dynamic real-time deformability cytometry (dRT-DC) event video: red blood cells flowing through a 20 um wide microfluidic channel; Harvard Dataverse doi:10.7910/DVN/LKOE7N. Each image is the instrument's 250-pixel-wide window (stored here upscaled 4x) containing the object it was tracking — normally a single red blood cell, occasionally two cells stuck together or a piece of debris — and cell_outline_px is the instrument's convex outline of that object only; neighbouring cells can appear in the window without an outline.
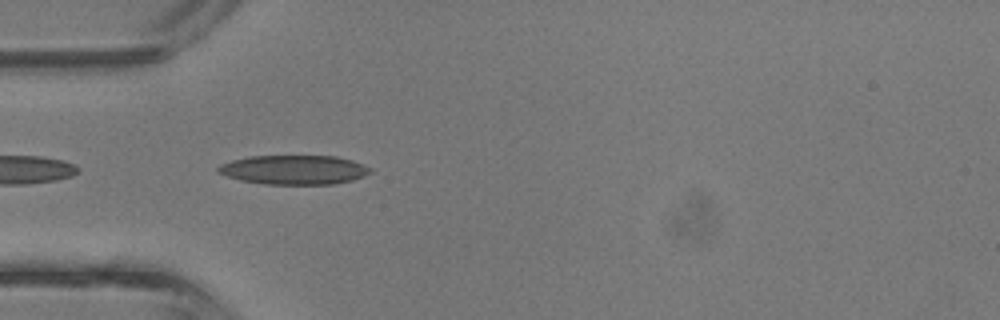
{"species": "common noctule bat (a hibernating species)", "species_latin": "Nyctalus noctula", "temperature_condition": "room temperature", "stored_images_in_passage": 26, "camera_frame_rate_fps": 3000, "um_per_image_px": 0.085, "animal": {"sex": "male", "body_mass_g": 13.3}, "frame": {"image": 1, "passage_image": 2, "time_ms": 0.333, "image_size_px": [1000, 320], "cell_outline_px": [[372, 172], [364, 176], [352, 180], [332, 184], [264, 184], [240, 180], [216, 172], [216, 168], [220, 164], [232, 160], [248, 156], [336, 156], [352, 160], [372, 168]], "centroid_in_image_um": [24.98, 14.43], "position_along_channel_um": 60.0, "area_um2": 26.01}}
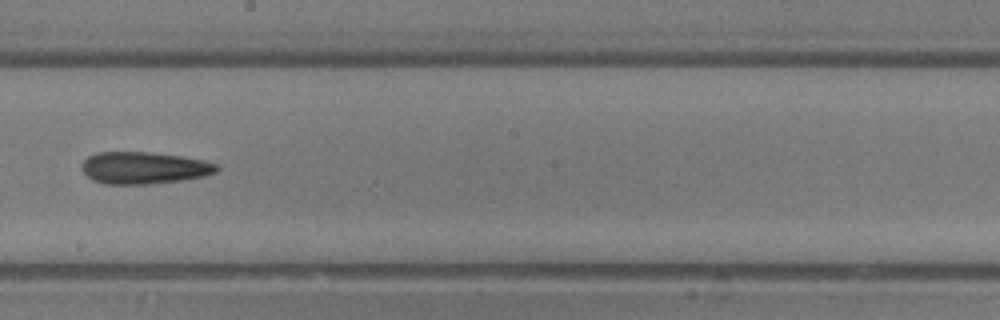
{"frame": {"image": 2, "passage_image": 13, "time_ms": 4.0, "image_size_px": [1000, 320], "cell_outline_px": [[220, 168], [216, 172], [204, 176], [180, 180], [148, 184], [108, 184], [92, 180], [84, 172], [84, 160], [88, 156], [96, 152], [152, 152], [180, 156], [204, 160], [220, 164]], "centroid_in_image_um": [12.28, 14.26], "position_along_channel_um": 235.9, "area_um2": 25.09}}
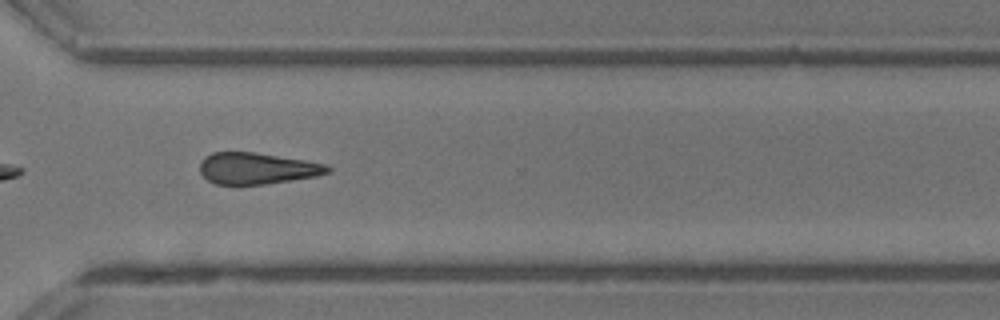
{"frame": {"image": 3, "passage_image": 20, "time_ms": 6.333, "image_size_px": [1000, 320], "cell_outline_px": [[332, 168], [328, 172], [316, 176], [292, 180], [264, 184], [216, 184], [208, 180], [200, 172], [200, 160], [204, 156], [212, 152], [252, 152], [304, 160], [328, 164]], "centroid_in_image_um": [21.83, 14.31], "position_along_channel_um": 348.8, "area_um2": 23.29}, "authors_computed_cell_mechanics": {"area_um2": 24.9118, "velocity_mm_per_s": 4.8446, "shape_relaxation_time_tau1_ms": 3.7845, "shape_relaxation_time_tau2_ms": null, "deformation_change_tau1": 0.0849, "deformation_change_tau2": null}}